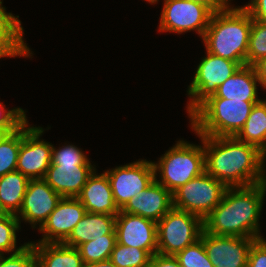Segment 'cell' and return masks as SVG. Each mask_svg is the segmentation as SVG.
Here are the masks:
<instances>
[{
	"label": "cell",
	"instance_id": "obj_20",
	"mask_svg": "<svg viewBox=\"0 0 266 267\" xmlns=\"http://www.w3.org/2000/svg\"><path fill=\"white\" fill-rule=\"evenodd\" d=\"M116 216L86 212L76 224L64 245L77 248L84 242L102 237L104 235H116Z\"/></svg>",
	"mask_w": 266,
	"mask_h": 267
},
{
	"label": "cell",
	"instance_id": "obj_30",
	"mask_svg": "<svg viewBox=\"0 0 266 267\" xmlns=\"http://www.w3.org/2000/svg\"><path fill=\"white\" fill-rule=\"evenodd\" d=\"M23 34H0V58L24 56L32 54L24 43Z\"/></svg>",
	"mask_w": 266,
	"mask_h": 267
},
{
	"label": "cell",
	"instance_id": "obj_16",
	"mask_svg": "<svg viewBox=\"0 0 266 267\" xmlns=\"http://www.w3.org/2000/svg\"><path fill=\"white\" fill-rule=\"evenodd\" d=\"M94 171L91 164H50L43 179L62 197L76 198Z\"/></svg>",
	"mask_w": 266,
	"mask_h": 267
},
{
	"label": "cell",
	"instance_id": "obj_23",
	"mask_svg": "<svg viewBox=\"0 0 266 267\" xmlns=\"http://www.w3.org/2000/svg\"><path fill=\"white\" fill-rule=\"evenodd\" d=\"M239 141L256 146L266 155V104H255L243 128L235 136Z\"/></svg>",
	"mask_w": 266,
	"mask_h": 267
},
{
	"label": "cell",
	"instance_id": "obj_3",
	"mask_svg": "<svg viewBox=\"0 0 266 267\" xmlns=\"http://www.w3.org/2000/svg\"><path fill=\"white\" fill-rule=\"evenodd\" d=\"M252 17L244 7H230L213 13L202 40L206 52L246 65Z\"/></svg>",
	"mask_w": 266,
	"mask_h": 267
},
{
	"label": "cell",
	"instance_id": "obj_13",
	"mask_svg": "<svg viewBox=\"0 0 266 267\" xmlns=\"http://www.w3.org/2000/svg\"><path fill=\"white\" fill-rule=\"evenodd\" d=\"M116 242L145 250L150 256L157 253V222L140 215L120 212L115 221Z\"/></svg>",
	"mask_w": 266,
	"mask_h": 267
},
{
	"label": "cell",
	"instance_id": "obj_9",
	"mask_svg": "<svg viewBox=\"0 0 266 267\" xmlns=\"http://www.w3.org/2000/svg\"><path fill=\"white\" fill-rule=\"evenodd\" d=\"M160 17V32L183 33L196 30L202 38L213 12L200 3L189 0H164Z\"/></svg>",
	"mask_w": 266,
	"mask_h": 267
},
{
	"label": "cell",
	"instance_id": "obj_44",
	"mask_svg": "<svg viewBox=\"0 0 266 267\" xmlns=\"http://www.w3.org/2000/svg\"><path fill=\"white\" fill-rule=\"evenodd\" d=\"M33 267H41L37 262L33 265Z\"/></svg>",
	"mask_w": 266,
	"mask_h": 267
},
{
	"label": "cell",
	"instance_id": "obj_14",
	"mask_svg": "<svg viewBox=\"0 0 266 267\" xmlns=\"http://www.w3.org/2000/svg\"><path fill=\"white\" fill-rule=\"evenodd\" d=\"M62 196L56 193L44 179H30L17 218L29 222L36 228L44 224L54 211ZM20 214V216H18ZM22 218V219H21Z\"/></svg>",
	"mask_w": 266,
	"mask_h": 267
},
{
	"label": "cell",
	"instance_id": "obj_4",
	"mask_svg": "<svg viewBox=\"0 0 266 267\" xmlns=\"http://www.w3.org/2000/svg\"><path fill=\"white\" fill-rule=\"evenodd\" d=\"M257 103L208 97L189 115L191 128L198 136H236Z\"/></svg>",
	"mask_w": 266,
	"mask_h": 267
},
{
	"label": "cell",
	"instance_id": "obj_21",
	"mask_svg": "<svg viewBox=\"0 0 266 267\" xmlns=\"http://www.w3.org/2000/svg\"><path fill=\"white\" fill-rule=\"evenodd\" d=\"M36 262L41 267H83L84 262L77 248L63 243H33Z\"/></svg>",
	"mask_w": 266,
	"mask_h": 267
},
{
	"label": "cell",
	"instance_id": "obj_17",
	"mask_svg": "<svg viewBox=\"0 0 266 267\" xmlns=\"http://www.w3.org/2000/svg\"><path fill=\"white\" fill-rule=\"evenodd\" d=\"M172 207V193L154 179L146 189L130 199L121 211L158 222Z\"/></svg>",
	"mask_w": 266,
	"mask_h": 267
},
{
	"label": "cell",
	"instance_id": "obj_2",
	"mask_svg": "<svg viewBox=\"0 0 266 267\" xmlns=\"http://www.w3.org/2000/svg\"><path fill=\"white\" fill-rule=\"evenodd\" d=\"M266 181L246 187H228L218 206L203 220L204 231L214 235L263 238L259 229Z\"/></svg>",
	"mask_w": 266,
	"mask_h": 267
},
{
	"label": "cell",
	"instance_id": "obj_35",
	"mask_svg": "<svg viewBox=\"0 0 266 267\" xmlns=\"http://www.w3.org/2000/svg\"><path fill=\"white\" fill-rule=\"evenodd\" d=\"M247 267H266V240L256 239L250 249Z\"/></svg>",
	"mask_w": 266,
	"mask_h": 267
},
{
	"label": "cell",
	"instance_id": "obj_7",
	"mask_svg": "<svg viewBox=\"0 0 266 267\" xmlns=\"http://www.w3.org/2000/svg\"><path fill=\"white\" fill-rule=\"evenodd\" d=\"M227 188L205 171L172 193L173 207L198 215L204 220L218 206Z\"/></svg>",
	"mask_w": 266,
	"mask_h": 267
},
{
	"label": "cell",
	"instance_id": "obj_19",
	"mask_svg": "<svg viewBox=\"0 0 266 267\" xmlns=\"http://www.w3.org/2000/svg\"><path fill=\"white\" fill-rule=\"evenodd\" d=\"M257 78L255 69L251 65L240 67L231 77L225 80L209 97L243 100L246 102H260L257 93Z\"/></svg>",
	"mask_w": 266,
	"mask_h": 267
},
{
	"label": "cell",
	"instance_id": "obj_11",
	"mask_svg": "<svg viewBox=\"0 0 266 267\" xmlns=\"http://www.w3.org/2000/svg\"><path fill=\"white\" fill-rule=\"evenodd\" d=\"M41 127H28V121L21 126V144L16 170L29 179H43L52 162V144L39 137Z\"/></svg>",
	"mask_w": 266,
	"mask_h": 267
},
{
	"label": "cell",
	"instance_id": "obj_1",
	"mask_svg": "<svg viewBox=\"0 0 266 267\" xmlns=\"http://www.w3.org/2000/svg\"><path fill=\"white\" fill-rule=\"evenodd\" d=\"M205 171L227 187H246L266 181V155L235 136H204Z\"/></svg>",
	"mask_w": 266,
	"mask_h": 267
},
{
	"label": "cell",
	"instance_id": "obj_5",
	"mask_svg": "<svg viewBox=\"0 0 266 267\" xmlns=\"http://www.w3.org/2000/svg\"><path fill=\"white\" fill-rule=\"evenodd\" d=\"M199 137L203 147L180 140L161 156L158 163L152 162L155 180L171 193L205 172L204 136ZM157 171L161 181L157 180Z\"/></svg>",
	"mask_w": 266,
	"mask_h": 267
},
{
	"label": "cell",
	"instance_id": "obj_25",
	"mask_svg": "<svg viewBox=\"0 0 266 267\" xmlns=\"http://www.w3.org/2000/svg\"><path fill=\"white\" fill-rule=\"evenodd\" d=\"M21 144V127L0 142V177L15 171Z\"/></svg>",
	"mask_w": 266,
	"mask_h": 267
},
{
	"label": "cell",
	"instance_id": "obj_38",
	"mask_svg": "<svg viewBox=\"0 0 266 267\" xmlns=\"http://www.w3.org/2000/svg\"><path fill=\"white\" fill-rule=\"evenodd\" d=\"M207 6L213 13L227 8L230 0H189Z\"/></svg>",
	"mask_w": 266,
	"mask_h": 267
},
{
	"label": "cell",
	"instance_id": "obj_18",
	"mask_svg": "<svg viewBox=\"0 0 266 267\" xmlns=\"http://www.w3.org/2000/svg\"><path fill=\"white\" fill-rule=\"evenodd\" d=\"M95 173L96 171L88 178L76 198L86 212L116 216L120 209L115 203L108 176L105 172L100 175Z\"/></svg>",
	"mask_w": 266,
	"mask_h": 267
},
{
	"label": "cell",
	"instance_id": "obj_37",
	"mask_svg": "<svg viewBox=\"0 0 266 267\" xmlns=\"http://www.w3.org/2000/svg\"><path fill=\"white\" fill-rule=\"evenodd\" d=\"M148 267H181L175 256L156 253L151 256Z\"/></svg>",
	"mask_w": 266,
	"mask_h": 267
},
{
	"label": "cell",
	"instance_id": "obj_41",
	"mask_svg": "<svg viewBox=\"0 0 266 267\" xmlns=\"http://www.w3.org/2000/svg\"><path fill=\"white\" fill-rule=\"evenodd\" d=\"M7 135V133L5 131H0V142L2 141V139Z\"/></svg>",
	"mask_w": 266,
	"mask_h": 267
},
{
	"label": "cell",
	"instance_id": "obj_22",
	"mask_svg": "<svg viewBox=\"0 0 266 267\" xmlns=\"http://www.w3.org/2000/svg\"><path fill=\"white\" fill-rule=\"evenodd\" d=\"M29 180L17 170L0 177V204L6 213L19 212Z\"/></svg>",
	"mask_w": 266,
	"mask_h": 267
},
{
	"label": "cell",
	"instance_id": "obj_6",
	"mask_svg": "<svg viewBox=\"0 0 266 267\" xmlns=\"http://www.w3.org/2000/svg\"><path fill=\"white\" fill-rule=\"evenodd\" d=\"M203 230L201 217L172 207L157 222V253L175 256L199 240Z\"/></svg>",
	"mask_w": 266,
	"mask_h": 267
},
{
	"label": "cell",
	"instance_id": "obj_26",
	"mask_svg": "<svg viewBox=\"0 0 266 267\" xmlns=\"http://www.w3.org/2000/svg\"><path fill=\"white\" fill-rule=\"evenodd\" d=\"M151 256L143 249L128 247L119 243L111 252L110 260L117 267H148Z\"/></svg>",
	"mask_w": 266,
	"mask_h": 267
},
{
	"label": "cell",
	"instance_id": "obj_40",
	"mask_svg": "<svg viewBox=\"0 0 266 267\" xmlns=\"http://www.w3.org/2000/svg\"><path fill=\"white\" fill-rule=\"evenodd\" d=\"M83 267H117L110 259L94 262V263H86Z\"/></svg>",
	"mask_w": 266,
	"mask_h": 267
},
{
	"label": "cell",
	"instance_id": "obj_42",
	"mask_svg": "<svg viewBox=\"0 0 266 267\" xmlns=\"http://www.w3.org/2000/svg\"><path fill=\"white\" fill-rule=\"evenodd\" d=\"M4 214H6V212L3 210V208L0 204V216H3Z\"/></svg>",
	"mask_w": 266,
	"mask_h": 267
},
{
	"label": "cell",
	"instance_id": "obj_24",
	"mask_svg": "<svg viewBox=\"0 0 266 267\" xmlns=\"http://www.w3.org/2000/svg\"><path fill=\"white\" fill-rule=\"evenodd\" d=\"M115 243L116 235H104L82 243L77 249L84 264L94 263L110 259Z\"/></svg>",
	"mask_w": 266,
	"mask_h": 267
},
{
	"label": "cell",
	"instance_id": "obj_12",
	"mask_svg": "<svg viewBox=\"0 0 266 267\" xmlns=\"http://www.w3.org/2000/svg\"><path fill=\"white\" fill-rule=\"evenodd\" d=\"M200 238L213 267H247L249 252L256 238L221 236L203 230Z\"/></svg>",
	"mask_w": 266,
	"mask_h": 267
},
{
	"label": "cell",
	"instance_id": "obj_33",
	"mask_svg": "<svg viewBox=\"0 0 266 267\" xmlns=\"http://www.w3.org/2000/svg\"><path fill=\"white\" fill-rule=\"evenodd\" d=\"M27 121L26 114L22 108L6 110L0 103V131L10 134L20 128Z\"/></svg>",
	"mask_w": 266,
	"mask_h": 267
},
{
	"label": "cell",
	"instance_id": "obj_10",
	"mask_svg": "<svg viewBox=\"0 0 266 267\" xmlns=\"http://www.w3.org/2000/svg\"><path fill=\"white\" fill-rule=\"evenodd\" d=\"M116 205L121 210L130 199L146 189L155 179L152 161H135L124 166L107 170Z\"/></svg>",
	"mask_w": 266,
	"mask_h": 267
},
{
	"label": "cell",
	"instance_id": "obj_27",
	"mask_svg": "<svg viewBox=\"0 0 266 267\" xmlns=\"http://www.w3.org/2000/svg\"><path fill=\"white\" fill-rule=\"evenodd\" d=\"M21 222L15 214L6 213L0 216V255L4 253H16L20 251L27 243L16 247V231L20 228Z\"/></svg>",
	"mask_w": 266,
	"mask_h": 267
},
{
	"label": "cell",
	"instance_id": "obj_8",
	"mask_svg": "<svg viewBox=\"0 0 266 267\" xmlns=\"http://www.w3.org/2000/svg\"><path fill=\"white\" fill-rule=\"evenodd\" d=\"M206 54L207 56L198 65L187 91L191 97L187 105L189 115L209 96L214 95L218 87L241 67L232 60L209 52Z\"/></svg>",
	"mask_w": 266,
	"mask_h": 267
},
{
	"label": "cell",
	"instance_id": "obj_15",
	"mask_svg": "<svg viewBox=\"0 0 266 267\" xmlns=\"http://www.w3.org/2000/svg\"><path fill=\"white\" fill-rule=\"evenodd\" d=\"M85 213V207L77 198L62 197L39 228L43 238L38 243H63Z\"/></svg>",
	"mask_w": 266,
	"mask_h": 267
},
{
	"label": "cell",
	"instance_id": "obj_29",
	"mask_svg": "<svg viewBox=\"0 0 266 267\" xmlns=\"http://www.w3.org/2000/svg\"><path fill=\"white\" fill-rule=\"evenodd\" d=\"M175 257L181 267H213L201 238L179 251Z\"/></svg>",
	"mask_w": 266,
	"mask_h": 267
},
{
	"label": "cell",
	"instance_id": "obj_34",
	"mask_svg": "<svg viewBox=\"0 0 266 267\" xmlns=\"http://www.w3.org/2000/svg\"><path fill=\"white\" fill-rule=\"evenodd\" d=\"M19 16L7 13L0 0V34H23V27Z\"/></svg>",
	"mask_w": 266,
	"mask_h": 267
},
{
	"label": "cell",
	"instance_id": "obj_36",
	"mask_svg": "<svg viewBox=\"0 0 266 267\" xmlns=\"http://www.w3.org/2000/svg\"><path fill=\"white\" fill-rule=\"evenodd\" d=\"M250 2L243 7L248 11L252 19L266 22V0H251Z\"/></svg>",
	"mask_w": 266,
	"mask_h": 267
},
{
	"label": "cell",
	"instance_id": "obj_28",
	"mask_svg": "<svg viewBox=\"0 0 266 267\" xmlns=\"http://www.w3.org/2000/svg\"><path fill=\"white\" fill-rule=\"evenodd\" d=\"M266 56V22L252 21L249 33L248 52L246 65H253Z\"/></svg>",
	"mask_w": 266,
	"mask_h": 267
},
{
	"label": "cell",
	"instance_id": "obj_43",
	"mask_svg": "<svg viewBox=\"0 0 266 267\" xmlns=\"http://www.w3.org/2000/svg\"><path fill=\"white\" fill-rule=\"evenodd\" d=\"M146 1H148L151 4L158 2V0H146Z\"/></svg>",
	"mask_w": 266,
	"mask_h": 267
},
{
	"label": "cell",
	"instance_id": "obj_39",
	"mask_svg": "<svg viewBox=\"0 0 266 267\" xmlns=\"http://www.w3.org/2000/svg\"><path fill=\"white\" fill-rule=\"evenodd\" d=\"M255 69L259 84L266 89V56L252 65Z\"/></svg>",
	"mask_w": 266,
	"mask_h": 267
},
{
	"label": "cell",
	"instance_id": "obj_32",
	"mask_svg": "<svg viewBox=\"0 0 266 267\" xmlns=\"http://www.w3.org/2000/svg\"><path fill=\"white\" fill-rule=\"evenodd\" d=\"M51 164H91L83 151L74 145L62 146L57 149L52 146Z\"/></svg>",
	"mask_w": 266,
	"mask_h": 267
},
{
	"label": "cell",
	"instance_id": "obj_31",
	"mask_svg": "<svg viewBox=\"0 0 266 267\" xmlns=\"http://www.w3.org/2000/svg\"><path fill=\"white\" fill-rule=\"evenodd\" d=\"M36 263V253L32 242H28L20 251L9 257L0 255V267H33Z\"/></svg>",
	"mask_w": 266,
	"mask_h": 267
}]
</instances>
